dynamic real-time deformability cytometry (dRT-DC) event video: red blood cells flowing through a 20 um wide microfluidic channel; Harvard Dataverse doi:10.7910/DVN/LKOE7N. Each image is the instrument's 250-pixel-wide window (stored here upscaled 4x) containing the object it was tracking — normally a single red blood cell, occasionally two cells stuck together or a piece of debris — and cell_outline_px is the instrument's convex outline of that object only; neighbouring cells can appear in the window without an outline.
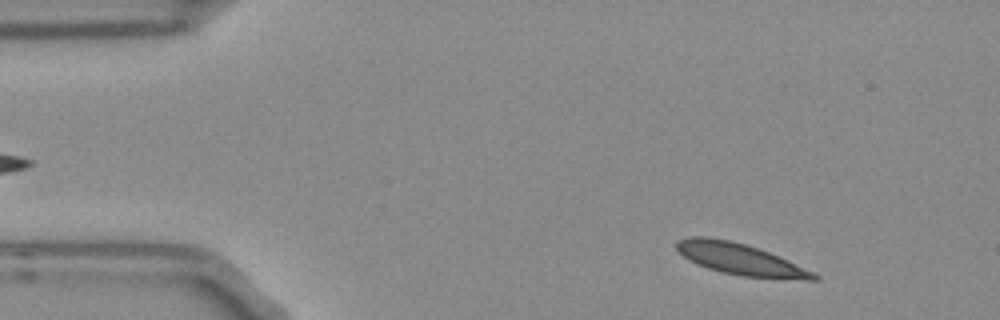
{"species": "Egyptian fruit bat (a non-hibernating species)", "species_latin": "Rousettus aegyptiacus", "temperature_condition": "room temperature", "stored_images_in_passage": 50, "camera_frame_rate_fps": 3000, "um_per_image_px": 0.085, "frame": {"image": 1, "passage_image": 3, "time_ms": 0.667, "image_size_px": [1000, 320], "cell_outline_px": [[820, 280], [808, 280], [740, 276], [708, 268], [696, 264], [688, 260], [676, 248], [676, 240], [688, 236], [708, 236], [728, 240], [744, 244], [768, 252], [812, 272], [820, 276]], "centroid_in_image_um": [62.85, 22.02], "position_along_channel_um": 22.2, "area_um2": 24.74}}
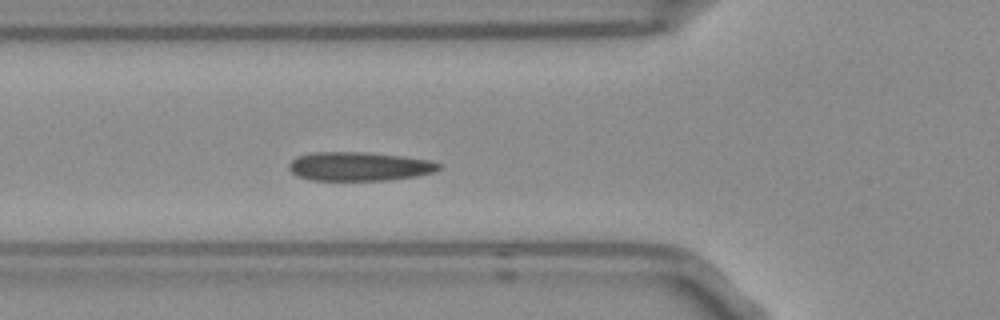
{"frame": {"image": 2, "passage_image": 15, "time_ms": 4.667, "image_size_px": [1000, 320], "cell_outline_px": [[444, 168], [432, 172], [416, 176], [388, 180], [312, 180], [296, 176], [288, 168], [288, 164], [296, 156], [312, 152], [364, 152], [400, 156], [428, 160], [440, 164]], "centroid_in_image_um": [30.49, 14.14], "position_along_channel_um": 95.3, "area_um2": 25.2}}
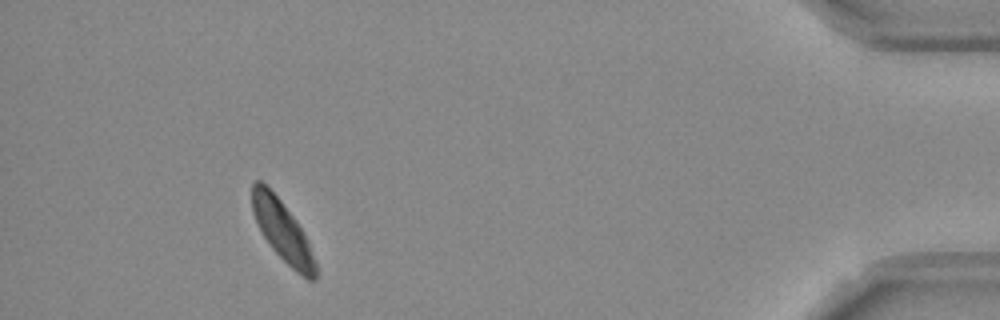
{"frame": {"image": 3, "passage_image": 46, "time_ms": 15.0, "image_size_px": [1000, 320], "cell_outline_px": [[316, 280], [308, 280], [296, 272], [272, 248], [264, 236], [252, 212], [252, 184], [256, 180], [260, 180], [280, 200], [296, 220], [304, 232], [316, 264]], "centroid_in_image_um": [24.01, 19.64], "position_along_channel_um": 411.2, "area_um2": 21.85}}